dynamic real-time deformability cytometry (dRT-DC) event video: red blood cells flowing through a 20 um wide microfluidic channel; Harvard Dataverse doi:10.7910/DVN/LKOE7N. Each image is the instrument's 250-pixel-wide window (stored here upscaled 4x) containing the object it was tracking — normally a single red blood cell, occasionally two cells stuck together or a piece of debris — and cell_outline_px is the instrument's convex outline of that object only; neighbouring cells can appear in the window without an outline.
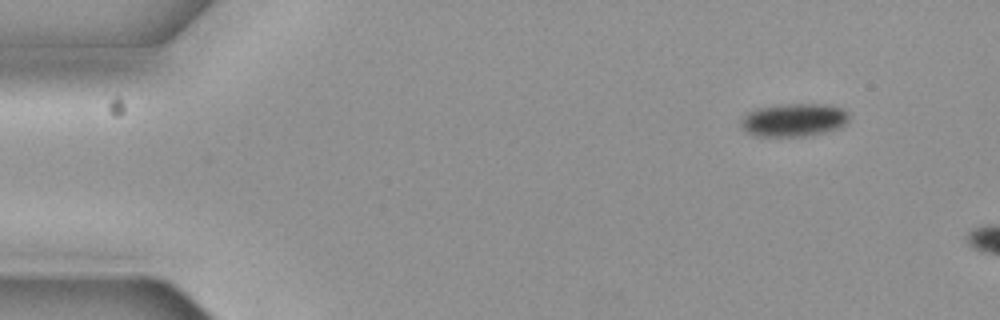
{"species": "common noctule bat (a hibernating species)", "species_latin": "Nyctalus noctula", "temperature_condition": "cold", "stored_images_in_passage": 3, "camera_frame_rate_fps": 3000, "um_per_image_px": 0.085, "animal": {"sex": "female", "body_mass_g": 19.3, "forearm_length_mm": 54.1}, "frame": {"image": 1, "passage_image": 1, "time_ms": 0.0, "image_size_px": [1000, 320], "cell_outline_px": [[848, 120], [844, 124], [836, 128], [824, 132], [804, 136], [760, 136], [748, 132], [744, 128], [744, 116], [748, 112], [756, 108], [780, 104], [824, 104], [840, 108], [848, 112]], "centroid_in_image_um": [67.5, 10.18], "position_along_channel_um": 17.5, "area_um2": 20.35}}